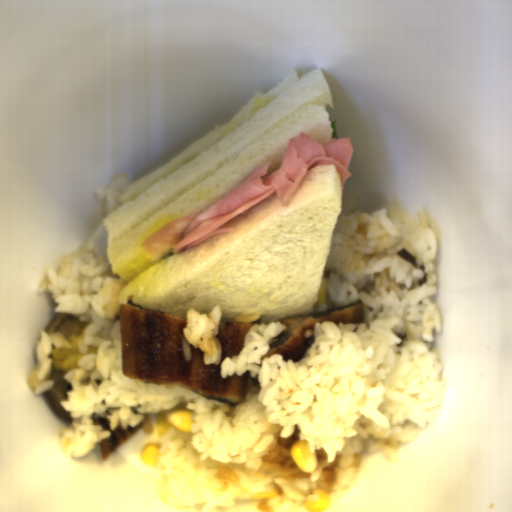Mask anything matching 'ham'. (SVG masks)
Instances as JSON below:
<instances>
[{"label": "ham", "mask_w": 512, "mask_h": 512, "mask_svg": "<svg viewBox=\"0 0 512 512\" xmlns=\"http://www.w3.org/2000/svg\"><path fill=\"white\" fill-rule=\"evenodd\" d=\"M350 137L327 142L306 135L303 131L289 140L280 168L269 173L270 161H264L221 199L204 209L174 219L141 243L146 254L179 255L188 249L208 243L220 235L234 232L227 224L270 196L289 206L308 172L318 165H331L340 177L343 189L353 175Z\"/></svg>", "instance_id": "1"}]
</instances>
